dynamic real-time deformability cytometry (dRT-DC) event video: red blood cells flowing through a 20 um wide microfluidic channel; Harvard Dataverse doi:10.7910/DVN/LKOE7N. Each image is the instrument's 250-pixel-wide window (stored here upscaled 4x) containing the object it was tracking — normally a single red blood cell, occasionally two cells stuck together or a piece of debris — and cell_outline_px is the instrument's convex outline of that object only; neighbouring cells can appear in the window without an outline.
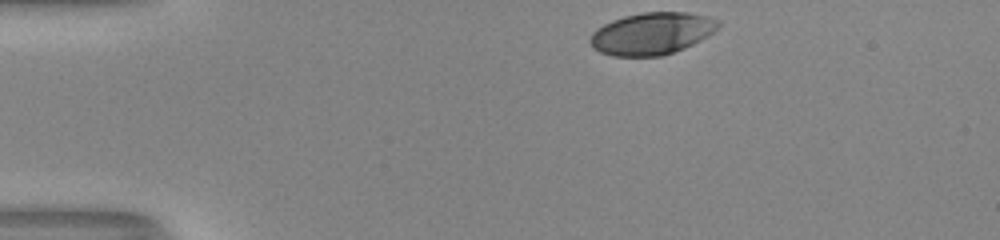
{"species": "human", "species_latin": "Homo sapiens", "temperature_condition": "room temperature", "stored_images_in_passage": 34, "camera_frame_rate_fps": 3000, "um_per_image_px": 0.085, "donor": {"sex": "male"}, "frame": {"image": 1, "passage_image": 1, "time_ms": 0.0, "image_size_px": [1000, 240], "cell_outline_px": [[720, 24], [708, 36], [684, 48], [660, 56], [612, 56], [600, 52], [592, 48], [588, 44], [588, 40], [592, 32], [596, 28], [612, 20], [624, 16], [644, 12], [688, 12], [708, 16], [720, 20]], "centroid_in_image_um": [55.37, 2.85], "position_along_channel_um": 29.6, "area_um2": 31.56}}
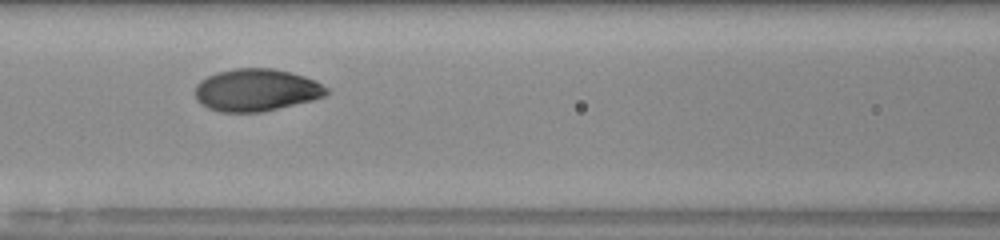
{"frame": {"image": 2, "passage_image": 15, "time_ms": 4.667, "image_size_px": [1000, 240], "cell_outline_px": [[328, 92], [324, 96], [312, 100], [260, 112], [220, 112], [208, 108], [200, 104], [196, 100], [196, 84], [200, 80], [216, 72], [236, 68], [272, 68], [292, 72], [316, 80], [328, 88]], "centroid_in_image_um": [21.77, 7.64], "position_along_channel_um": 144.8, "area_um2": 32.48}}
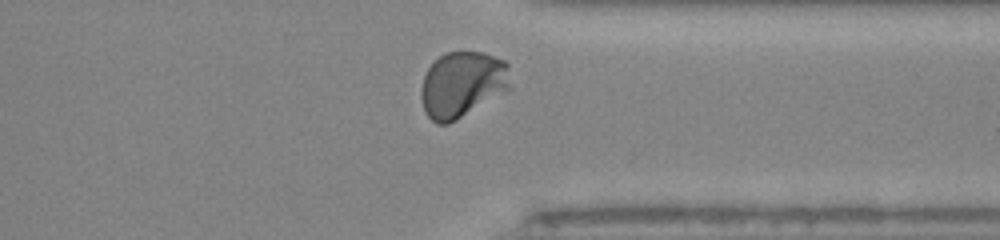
{"frame": {"image": 3, "passage_image": 32, "time_ms": 10.333, "image_size_px": [1000, 240], "cell_outline_px": [[508, 88], [456, 120], [448, 124], [436, 124], [428, 116], [424, 108], [420, 96], [420, 88], [424, 76], [428, 68], [444, 52], [480, 52], [504, 60], [508, 64]], "centroid_in_image_um": [39.22, 7.17], "position_along_channel_um": 372.2, "area_um2": 33.58}, "authors_computed_cell_mechanics": {"area_um2": 32.3969, "velocity_mm_per_s": 4.03, "shape_relaxation_time_tau1_ms": 2.5803, "shape_relaxation_time_tau2_ms": null, "deformation_change_tau1": 0.1609, "deformation_change_tau2": null}}